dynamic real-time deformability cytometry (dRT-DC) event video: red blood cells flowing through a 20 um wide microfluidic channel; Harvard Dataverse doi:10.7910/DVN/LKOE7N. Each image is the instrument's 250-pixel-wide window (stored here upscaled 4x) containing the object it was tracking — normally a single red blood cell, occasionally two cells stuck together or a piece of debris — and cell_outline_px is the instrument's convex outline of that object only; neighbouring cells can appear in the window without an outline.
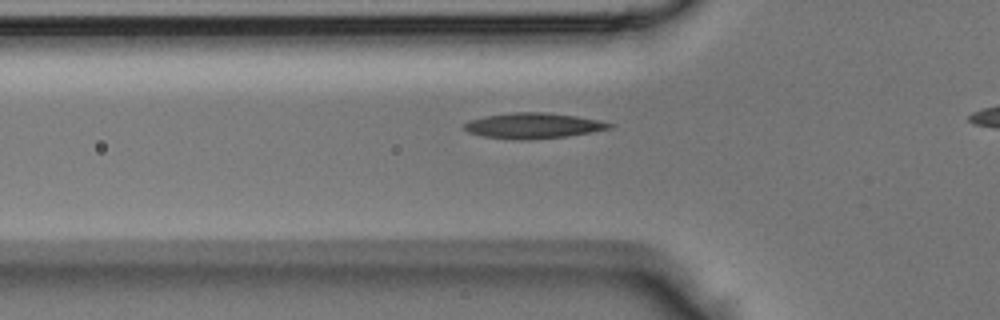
{"species": "Egyptian fruit bat (a non-hibernating species)", "species_latin": "Rousettus aegyptiacus", "temperature_condition": "room temperature", "stored_images_in_passage": 23, "camera_frame_rate_fps": 3000, "um_per_image_px": 0.085, "animal": {"sex": "male"}, "frame": {"image": 1, "passage_image": 2, "time_ms": 0.333, "image_size_px": [1000, 320], "cell_outline_px": [[612, 128], [592, 132], [564, 136], [528, 140], [520, 140], [484, 136], [468, 132], [464, 128], [464, 124], [472, 120], [484, 116], [516, 112], [548, 112], [576, 116], [600, 120], [612, 124]], "centroid_in_image_um": [45.34, 10.68], "position_along_channel_um": 80.5, "area_um2": 21.39}}
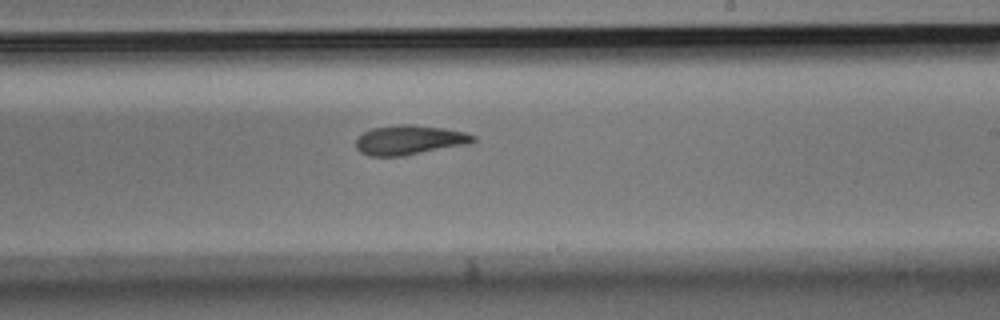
{"frame": {"image": 2, "passage_image": 13, "time_ms": 4.0, "image_size_px": [1000, 320], "cell_outline_px": [[476, 140], [468, 144], [400, 156], [368, 156], [360, 152], [356, 148], [356, 140], [364, 132], [372, 128], [400, 124], [412, 124], [444, 128], [464, 132], [476, 136]], "centroid_in_image_um": [34.79, 11.89], "position_along_channel_um": 254.2, "area_um2": 20.06}}
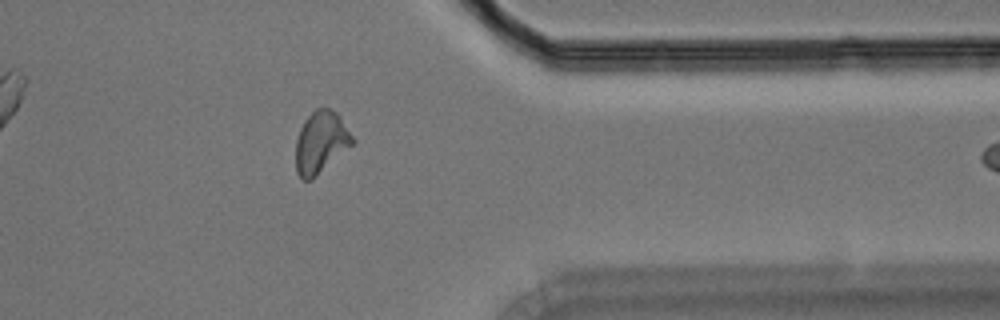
{"frame": {"image": 3, "passage_image": 22, "time_ms": 7.0, "image_size_px": [1000, 320], "cell_outline_px": [[356, 140], [352, 144], [312, 180], [304, 180], [296, 172], [296, 140], [300, 128], [304, 120], [316, 108], [328, 108], [336, 112], [340, 116]], "centroid_in_image_um": [27.27, 12.08], "position_along_channel_um": 384.1, "area_um2": 20.35}}